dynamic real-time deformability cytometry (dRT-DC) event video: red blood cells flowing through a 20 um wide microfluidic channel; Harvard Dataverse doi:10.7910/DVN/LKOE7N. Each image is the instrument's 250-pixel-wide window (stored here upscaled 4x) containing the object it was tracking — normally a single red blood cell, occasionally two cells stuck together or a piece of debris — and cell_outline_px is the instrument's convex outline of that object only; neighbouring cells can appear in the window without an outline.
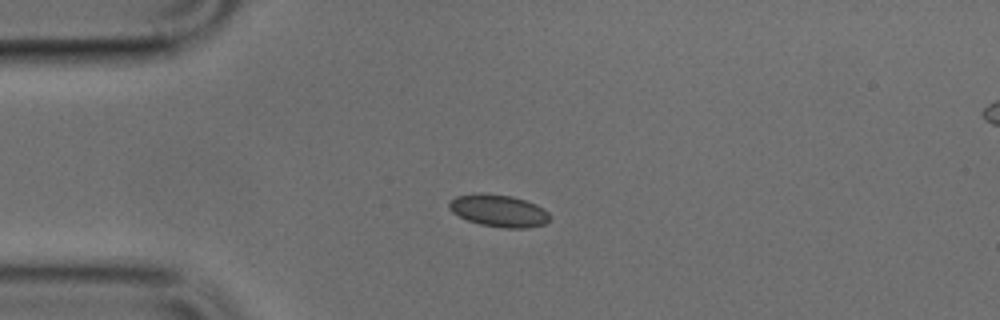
{"species": "common noctule bat (a hibernating species)", "species_latin": "Nyctalus noctula", "temperature_condition": "cold", "stored_images_in_passage": 8, "camera_frame_rate_fps": 3000, "um_per_image_px": 0.085, "animal": {"sex": "male", "body_mass_g": 17.9, "forearm_length_mm": 54.2}, "frame": {"image": 1, "passage_image": 1, "time_ms": 0.0, "image_size_px": [1000, 320], "cell_outline_px": [[552, 216], [544, 224], [528, 228], [504, 228], [480, 224], [468, 220], [452, 212], [448, 208], [448, 204], [456, 196], [480, 192], [512, 196], [536, 204], [544, 208]], "centroid_in_image_um": [42.41, 17.9], "position_along_channel_um": 42.6, "area_um2": 18.96}}